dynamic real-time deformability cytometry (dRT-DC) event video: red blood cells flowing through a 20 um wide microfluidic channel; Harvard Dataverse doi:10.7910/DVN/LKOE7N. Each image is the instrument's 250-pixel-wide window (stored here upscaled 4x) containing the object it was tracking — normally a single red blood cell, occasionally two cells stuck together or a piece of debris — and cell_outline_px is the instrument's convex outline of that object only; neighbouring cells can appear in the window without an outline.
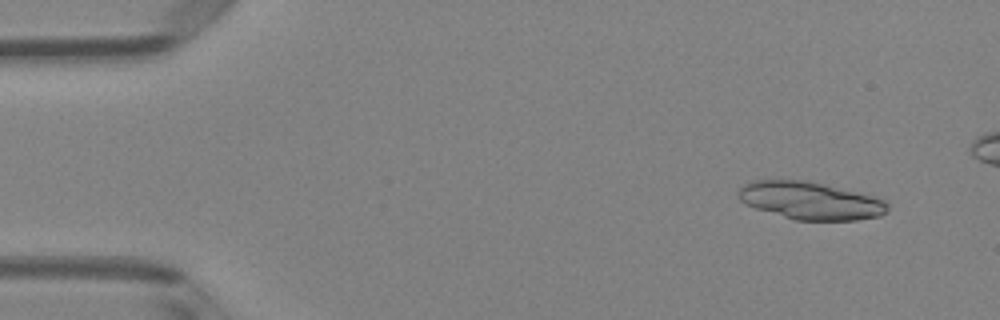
{"species": "Egyptian fruit bat (a non-hibernating species)", "species_latin": "Rousettus aegyptiacus", "temperature_condition": "room temperature", "stored_images_in_passage": 5, "camera_frame_rate_fps": 3000, "um_per_image_px": 0.085, "animal": {"sex": "female"}, "frame": {"image": 1, "passage_image": 2, "time_ms": 0.333, "image_size_px": [1000, 320], "cell_outline_px": [[888, 208], [880, 216], [856, 220], [796, 220], [756, 208], [744, 204], [736, 196], [736, 192], [744, 184], [752, 180], [804, 180], [824, 184], [872, 196], [884, 200], [888, 204]], "centroid_in_image_um": [68.83, 17.05], "position_along_channel_um": 16.2, "area_um2": 32.48}}